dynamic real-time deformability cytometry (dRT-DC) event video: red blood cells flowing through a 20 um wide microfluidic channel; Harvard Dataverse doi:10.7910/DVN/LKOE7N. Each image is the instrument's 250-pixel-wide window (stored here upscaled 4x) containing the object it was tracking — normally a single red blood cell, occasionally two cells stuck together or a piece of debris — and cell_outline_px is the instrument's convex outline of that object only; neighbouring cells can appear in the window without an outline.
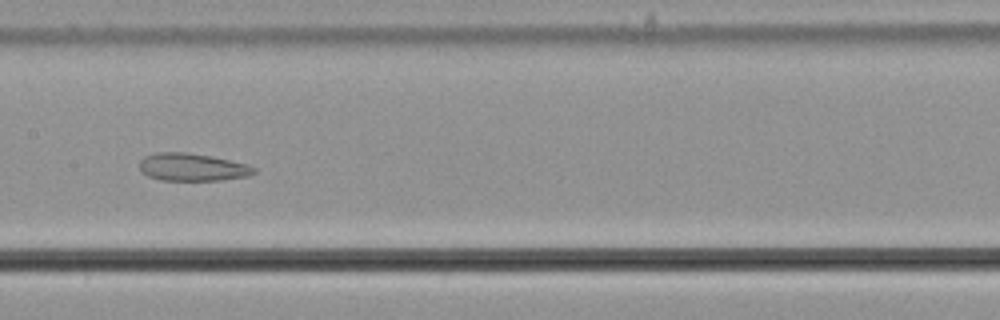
{"species": "common noctule bat (a hibernating species)", "species_latin": "Nyctalus noctula", "temperature_condition": "cold", "stored_images_in_passage": 57, "camera_frame_rate_fps": 3000, "um_per_image_px": 0.085, "animal": {"sex": "male", "body_mass_g": 21.5, "forearm_length_mm": 52.0}, "frame": {"image": 1, "passage_image": 29, "time_ms": 9.333, "image_size_px": [1000, 320], "cell_outline_px": [[256, 172], [248, 176], [220, 180], [160, 180], [148, 176], [140, 172], [140, 160], [144, 156], [156, 152], [184, 152], [212, 156], [248, 164], [256, 168]], "centroid_in_image_um": [16.33, 14.2], "position_along_channel_um": 191.1, "area_um2": 18.55}}
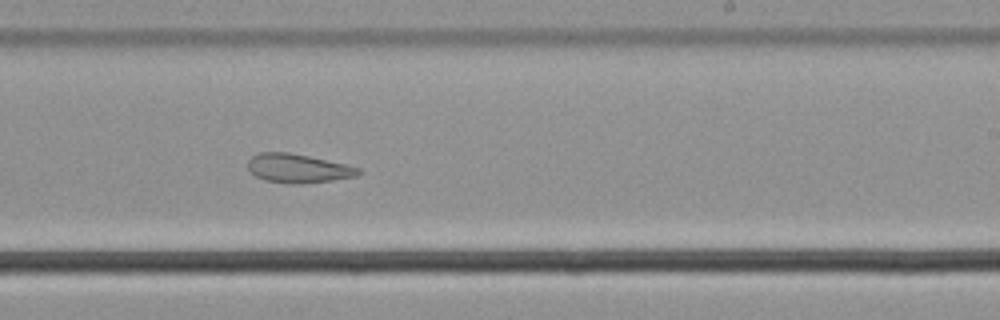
{"frame": {"image": 2, "passage_image": 35, "time_ms": 11.333, "image_size_px": [1000, 320], "cell_outline_px": [[360, 172], [356, 176], [332, 180], [300, 184], [284, 184], [264, 180], [256, 176], [248, 168], [248, 160], [252, 156], [260, 152], [288, 152], [308, 156], [344, 164], [360, 168]], "centroid_in_image_um": [25.29, 14.32], "position_along_channel_um": 263.7, "area_um2": 18.5}}
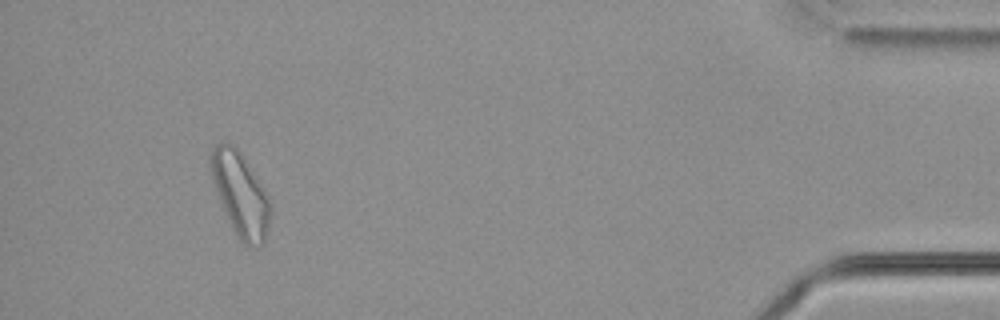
{"frame": {"image": 3, "passage_image": 53, "time_ms": 17.333, "image_size_px": [1000, 320], "cell_outline_px": [[272, 212], [268, 228], [264, 240], [260, 244], [248, 248], [236, 236], [232, 228], [220, 200], [208, 164], [208, 152], [216, 144], [232, 144], [244, 156], [268, 196], [272, 204]], "centroid_in_image_um": [20.44, 16.51], "position_along_channel_um": 414.8, "area_um2": 28.96}, "authors_computed_cell_mechanics": {"area_um2": 25.432, "velocity_mm_per_s": 3.643, "shape_relaxation_time_tau1_ms": null, "shape_relaxation_time_tau2_ms": 1.8815, "deformation_change_tau1": null, "deformation_change_tau2": 0.0818}}